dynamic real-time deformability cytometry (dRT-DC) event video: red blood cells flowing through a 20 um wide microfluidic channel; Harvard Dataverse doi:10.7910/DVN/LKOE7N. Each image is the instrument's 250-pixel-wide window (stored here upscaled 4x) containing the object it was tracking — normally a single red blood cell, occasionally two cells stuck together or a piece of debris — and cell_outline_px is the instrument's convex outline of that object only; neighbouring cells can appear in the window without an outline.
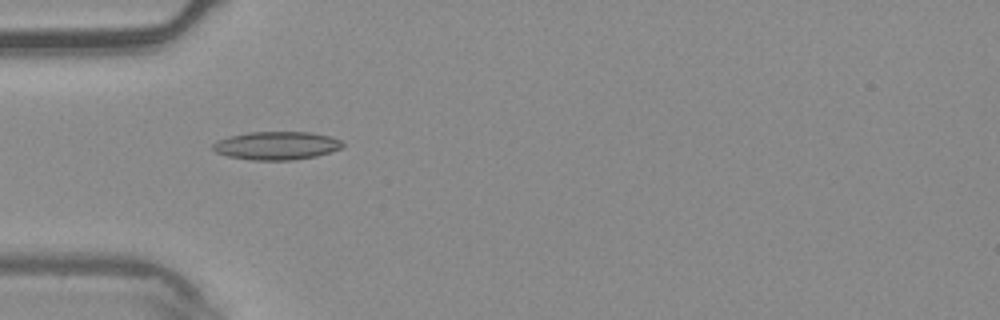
{"species": "common noctule bat (a hibernating species)", "species_latin": "Nyctalus noctula", "temperature_condition": "warm", "stored_images_in_passage": 4, "camera_frame_rate_fps": 3000, "um_per_image_px": 0.085, "animal": {"sex": "male", "body_mass_g": 20.4}, "frame": {"image": 1, "passage_image": 3, "time_ms": 0.667, "image_size_px": [1000, 320], "cell_outline_px": [[344, 144], [340, 148], [316, 156], [292, 160], [252, 160], [228, 156], [216, 152], [212, 148], [212, 144], [216, 140], [228, 136], [248, 132], [312, 132], [332, 136], [340, 140]], "centroid_in_image_um": [23.48, 12.36], "position_along_channel_um": 61.5, "area_um2": 21.39}}